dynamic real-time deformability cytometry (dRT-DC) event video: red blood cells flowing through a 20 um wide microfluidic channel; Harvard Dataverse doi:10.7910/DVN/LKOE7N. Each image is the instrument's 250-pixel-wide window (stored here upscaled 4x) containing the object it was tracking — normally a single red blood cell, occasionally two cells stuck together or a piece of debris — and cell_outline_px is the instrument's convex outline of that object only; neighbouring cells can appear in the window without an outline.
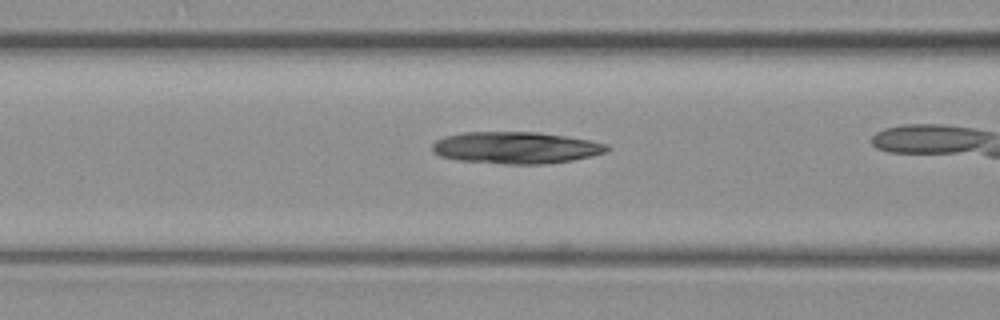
{"species": "common noctule bat (a hibernating species)", "species_latin": "Nyctalus noctula", "temperature_condition": "warm", "stored_images_in_passage": 30, "camera_frame_rate_fps": 3000, "um_per_image_px": 0.085, "animal": {"sex": "female", "body_mass_g": 19.3, "forearm_length_mm": 54.1}, "frame": {"image": 1, "passage_image": 5, "time_ms": 1.333, "image_size_px": [1000, 320], "cell_outline_px": [[612, 148], [604, 152], [592, 156], [572, 160], [544, 164], [504, 164], [456, 160], [440, 156], [432, 152], [432, 144], [436, 140], [444, 136], [464, 132], [540, 132], [588, 140], [608, 144]], "centroid_in_image_um": [43.82, 12.56], "position_along_channel_um": 122.8, "area_um2": 32.54}}
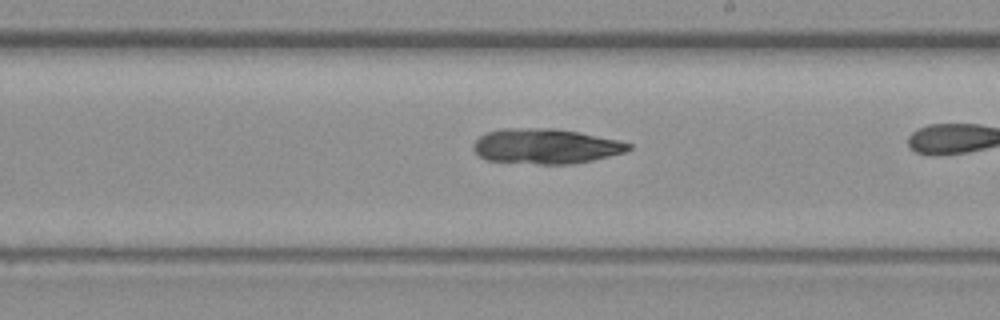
{"frame": {"image": 2, "passage_image": 16, "time_ms": 5.0, "image_size_px": [1000, 320], "cell_outline_px": [[632, 148], [624, 152], [592, 160], [572, 164], [540, 164], [488, 160], [480, 156], [472, 148], [472, 144], [480, 136], [488, 132], [504, 128], [556, 128], [580, 132], [616, 140], [632, 144]], "centroid_in_image_um": [46.37, 12.42], "position_along_channel_um": 242.6, "area_um2": 31.56}}
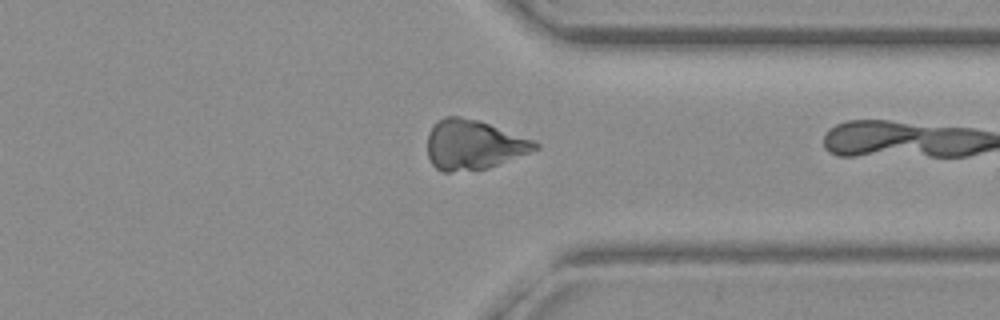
{"frame": {"image": 3, "passage_image": 28, "time_ms": 9.0, "image_size_px": [1000, 320], "cell_outline_px": [[540, 148], [488, 168], [448, 172], [440, 172], [432, 164], [428, 156], [428, 132], [444, 116], [460, 116], [480, 120], [532, 140], [540, 144]], "centroid_in_image_um": [40.23, 12.3], "position_along_channel_um": 371.2, "area_um2": 30.92}}